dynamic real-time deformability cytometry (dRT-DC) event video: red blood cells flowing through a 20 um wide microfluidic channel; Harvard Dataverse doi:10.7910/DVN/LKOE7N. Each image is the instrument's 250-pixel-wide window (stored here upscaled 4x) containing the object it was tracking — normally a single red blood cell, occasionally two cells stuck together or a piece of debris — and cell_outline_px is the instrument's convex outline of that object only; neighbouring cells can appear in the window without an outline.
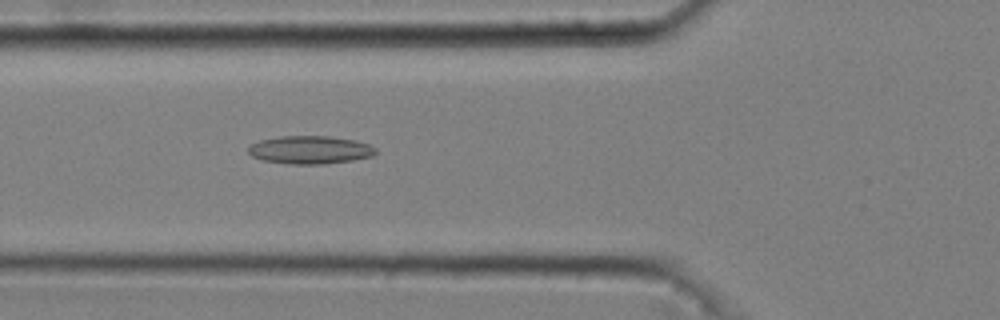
{"species": "common noctule bat (a hibernating species)", "species_latin": "Nyctalus noctula", "temperature_condition": "cold", "stored_images_in_passage": 38, "camera_frame_rate_fps": 3000, "um_per_image_px": 0.085, "animal": {"sex": "male", "body_mass_g": 20.4}, "frame": {"image": 1, "passage_image": 7, "time_ms": 2.0, "image_size_px": [1000, 320], "cell_outline_px": [[376, 152], [372, 156], [352, 160], [324, 164], [288, 164], [260, 160], [252, 156], [248, 152], [248, 148], [252, 144], [260, 140], [280, 136], [328, 136], [356, 140], [368, 144], [376, 148]], "centroid_in_image_um": [26.34, 12.74], "position_along_channel_um": 99.5, "area_um2": 20.87}}
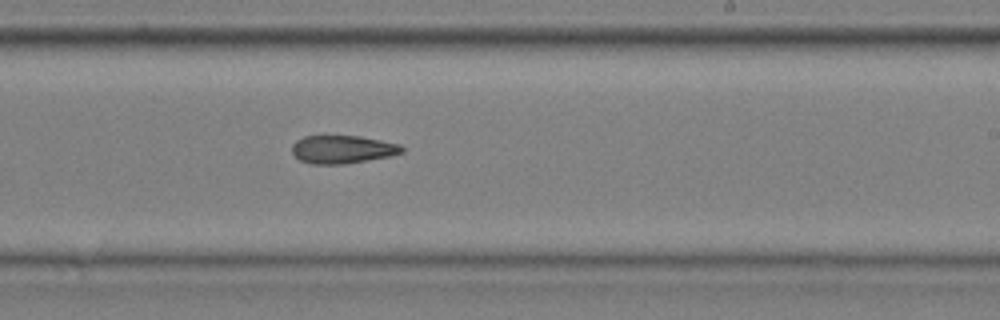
{"frame": {"image": 2, "passage_image": 20, "time_ms": 6.333, "image_size_px": [1000, 320], "cell_outline_px": [[404, 152], [392, 156], [344, 164], [312, 164], [300, 160], [292, 152], [292, 144], [296, 140], [304, 136], [360, 136], [400, 144], [404, 148]], "centroid_in_image_um": [29.13, 12.7], "position_along_channel_um": 259.9, "area_um2": 18.03}}
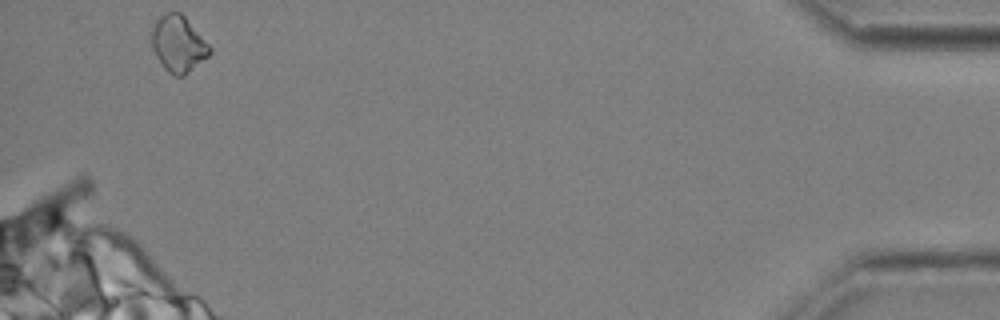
{"frame": {"image": 3, "passage_image": 38, "time_ms": 12.333, "image_size_px": [1000, 320], "cell_outline_px": [[212, 52], [208, 56], [184, 76], [172, 76], [164, 68], [156, 56], [152, 48], [148, 36], [152, 24], [164, 12], [180, 12], [184, 16], [212, 48]], "centroid_in_image_um": [15.1, 3.72], "position_along_channel_um": 420.1, "area_um2": 19.36}}